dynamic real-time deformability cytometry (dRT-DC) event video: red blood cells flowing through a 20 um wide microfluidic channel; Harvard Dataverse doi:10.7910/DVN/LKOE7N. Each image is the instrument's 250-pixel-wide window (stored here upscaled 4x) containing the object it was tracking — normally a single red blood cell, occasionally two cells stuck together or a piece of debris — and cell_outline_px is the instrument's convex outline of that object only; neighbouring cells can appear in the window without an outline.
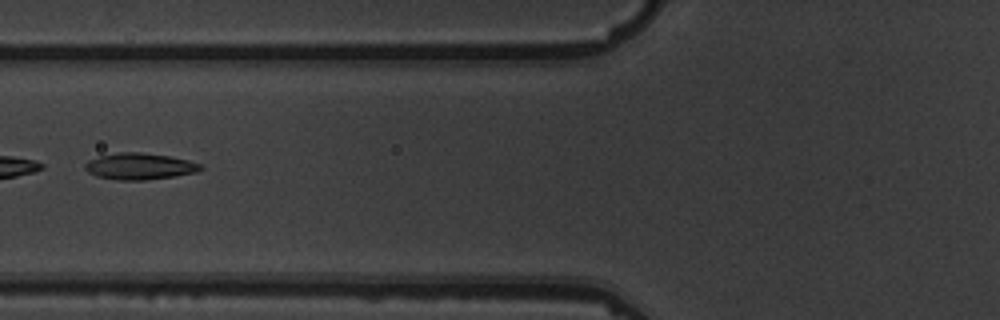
{"species": "common noctule bat (a hibernating species)", "species_latin": "Nyctalus noctula", "temperature_condition": "warm", "stored_images_in_passage": 4, "camera_frame_rate_fps": 3000, "um_per_image_px": 0.085, "animal": {"sex": "male", "body_mass_g": 19.5, "forearm_length_mm": 54.6}, "frame": {"image": 1, "passage_image": 4, "time_ms": 4.333, "image_size_px": [1000, 320], "cell_outline_px": [[204, 168], [196, 172], [176, 176], [144, 180], [116, 180], [96, 176], [88, 172], [84, 168], [84, 164], [88, 160], [100, 156], [116, 152], [140, 152], [168, 156], [188, 160], [200, 164]], "centroid_in_image_um": [11.84, 14.14], "position_along_channel_um": 114.0, "area_um2": 17.86}}